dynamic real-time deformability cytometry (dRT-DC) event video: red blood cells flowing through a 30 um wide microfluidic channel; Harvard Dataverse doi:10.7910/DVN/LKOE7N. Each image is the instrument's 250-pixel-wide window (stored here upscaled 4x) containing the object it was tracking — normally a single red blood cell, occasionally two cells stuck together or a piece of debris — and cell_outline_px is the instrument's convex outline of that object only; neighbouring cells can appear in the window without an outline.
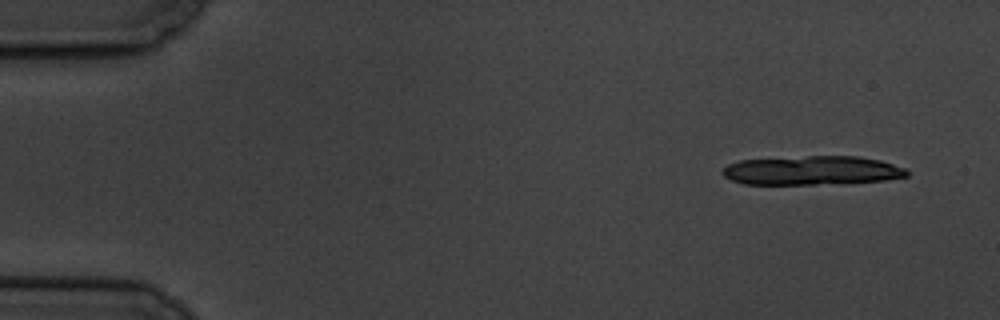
{"species": "common noctule bat (a hibernating species)", "species_latin": "Nyctalus noctula", "temperature_condition": "cold", "stored_images_in_passage": 4, "camera_frame_rate_fps": 3000, "um_per_image_px": 0.085, "animal": {"sex": "male", "body_mass_g": 19.5, "forearm_length_mm": 54.6}, "frame": {"image": 1, "passage_image": 1, "time_ms": 0.0, "image_size_px": [1000, 320], "cell_outline_px": [[908, 176], [888, 180], [848, 184], [744, 184], [732, 180], [724, 176], [720, 172], [728, 164], [740, 160], [808, 156], [860, 156], [880, 160], [904, 168], [908, 172]], "centroid_in_image_um": [69.06, 14.5], "position_along_channel_um": 15.9, "area_um2": 31.5}}